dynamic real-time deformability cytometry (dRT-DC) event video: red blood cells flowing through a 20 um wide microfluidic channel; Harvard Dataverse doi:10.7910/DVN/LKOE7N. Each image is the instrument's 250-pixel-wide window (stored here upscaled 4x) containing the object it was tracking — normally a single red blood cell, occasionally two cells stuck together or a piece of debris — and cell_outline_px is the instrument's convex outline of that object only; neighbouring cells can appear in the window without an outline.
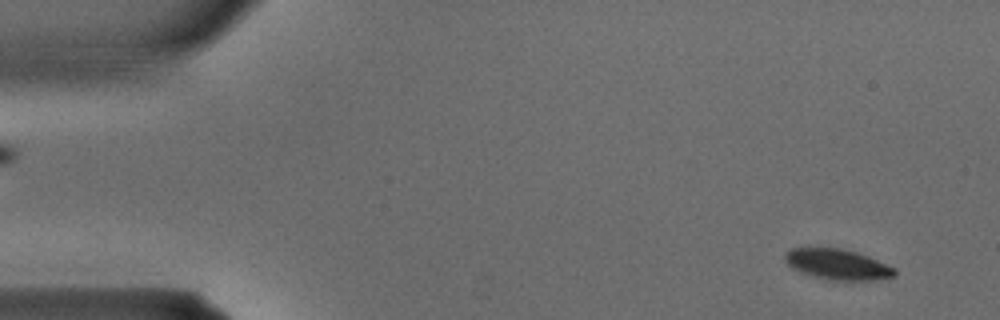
{"species": "common noctule bat (a hibernating species)", "species_latin": "Nyctalus noctula", "temperature_condition": "warm", "stored_images_in_passage": 36, "camera_frame_rate_fps": 3000, "um_per_image_px": 0.085, "animal": {"sex": "male", "body_mass_g": 15.6}, "frame": {"image": 1, "passage_image": 2, "time_ms": 0.333, "image_size_px": [1000, 320], "cell_outline_px": [[896, 276], [872, 280], [832, 280], [812, 276], [792, 268], [784, 260], [784, 256], [792, 248], [840, 248], [856, 252], [868, 256], [896, 268]], "centroid_in_image_um": [71.21, 22.47], "position_along_channel_um": 13.8, "area_um2": 19.36}}
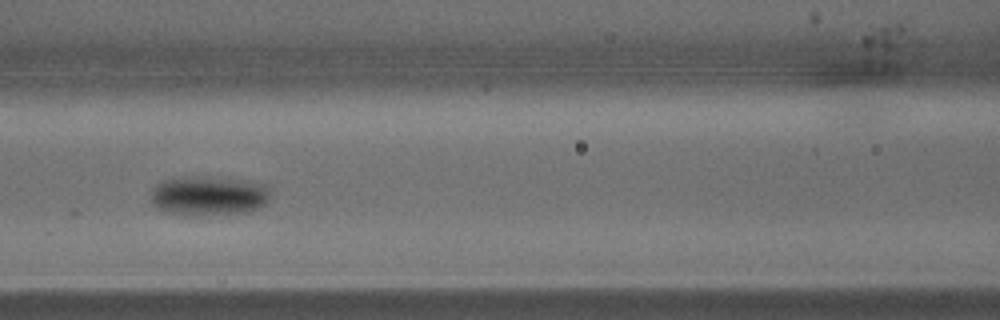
{"frame": {"image": 2, "passage_image": 15, "time_ms": 4.667, "image_size_px": [1000, 320], "cell_outline_px": [[268, 204], [260, 208], [248, 212], [208, 216], [164, 212], [156, 208], [152, 204], [152, 188], [156, 184], [164, 180], [184, 176], [208, 176], [240, 180], [260, 184], [268, 188]], "centroid_in_image_um": [17.71, 16.65], "position_along_channel_um": 148.9, "area_um2": 27.74}}
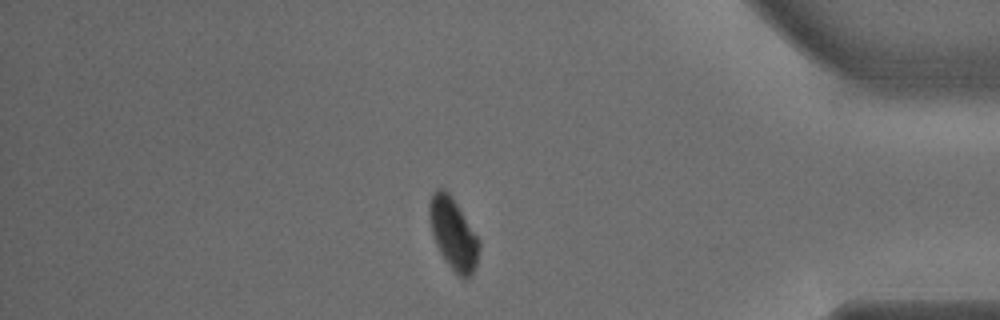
{"frame": {"image": 3, "passage_image": 30, "time_ms": 9.667, "image_size_px": [1000, 320], "cell_outline_px": [[480, 248], [476, 268], [468, 280], [460, 280], [444, 260], [436, 244], [428, 220], [428, 204], [432, 192], [436, 188], [444, 188], [448, 192], [480, 240]], "centroid_in_image_um": [38.52, 19.93], "position_along_channel_um": 396.7, "area_um2": 21.15}}